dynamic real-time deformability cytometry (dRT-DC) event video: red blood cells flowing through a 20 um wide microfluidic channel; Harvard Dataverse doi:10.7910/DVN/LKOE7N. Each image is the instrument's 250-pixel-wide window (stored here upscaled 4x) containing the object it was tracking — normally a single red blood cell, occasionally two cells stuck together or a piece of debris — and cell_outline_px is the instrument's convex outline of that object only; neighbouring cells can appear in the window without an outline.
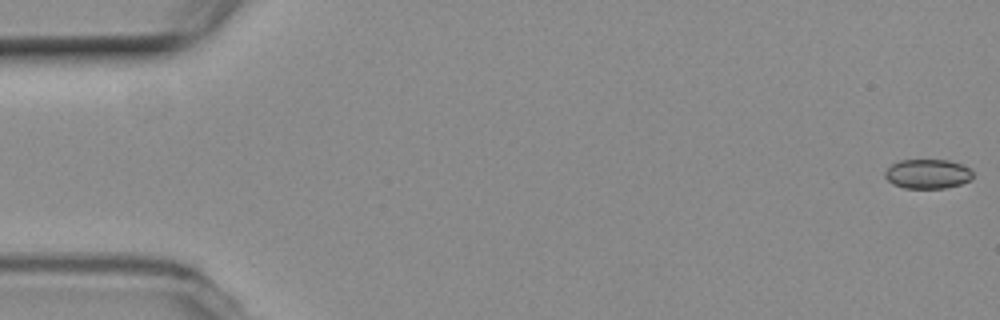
{"species": "common noctule bat (a hibernating species)", "species_latin": "Nyctalus noctula", "temperature_condition": "room temperature", "stored_images_in_passage": 16, "camera_frame_rate_fps": 3000, "um_per_image_px": 0.085, "animal": {"sex": "female", "body_mass_g": 19.3, "forearm_length_mm": 54.1}, "frame": {"image": 1, "passage_image": 1, "time_ms": 0.0, "image_size_px": [1000, 320], "cell_outline_px": [[972, 180], [960, 184], [944, 188], [904, 188], [892, 184], [884, 176], [884, 172], [892, 164], [900, 160], [948, 160], [964, 164], [972, 172]], "centroid_in_image_um": [78.85, 14.78], "position_along_channel_um": 6.1, "area_um2": 15.14}}
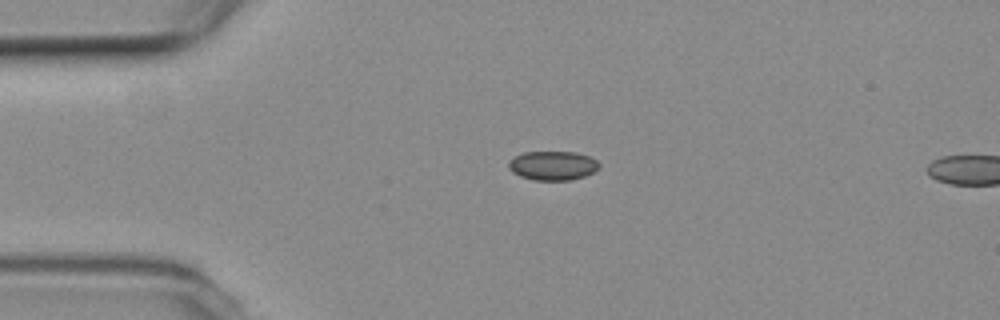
{"frame": {"image": 2, "passage_image": 13, "time_ms": 4.0, "image_size_px": [1000, 320], "cell_outline_px": [[600, 168], [584, 176], [572, 180], [532, 180], [520, 176], [512, 172], [508, 168], [508, 160], [524, 152], [576, 152], [588, 156], [596, 160], [600, 164]], "centroid_in_image_um": [46.97, 14.08], "position_along_channel_um": 38.0, "area_um2": 15.43}}